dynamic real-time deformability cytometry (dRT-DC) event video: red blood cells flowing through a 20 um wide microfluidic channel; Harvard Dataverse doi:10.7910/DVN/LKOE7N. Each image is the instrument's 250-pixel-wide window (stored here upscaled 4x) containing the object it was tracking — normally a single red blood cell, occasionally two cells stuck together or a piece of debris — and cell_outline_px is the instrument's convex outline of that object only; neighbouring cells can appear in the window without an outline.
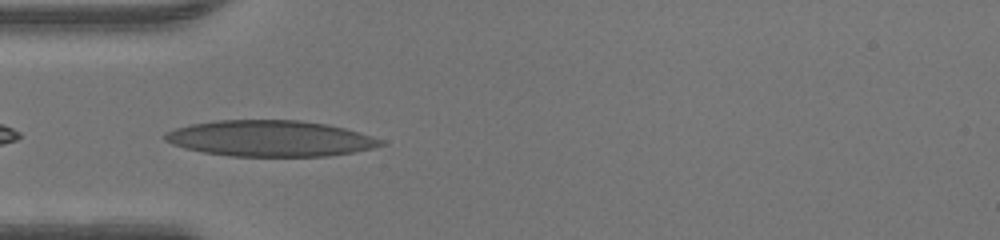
{"species": "human", "species_latin": "Homo sapiens", "temperature_condition": "warm", "stored_images_in_passage": 32, "camera_frame_rate_fps": 3000, "um_per_image_px": 0.085, "donor": {"sex": "male"}, "frame": {"image": 1, "passage_image": 1, "time_ms": 0.0, "image_size_px": [1000, 240], "cell_outline_px": [[384, 144], [372, 148], [352, 152], [328, 156], [228, 156], [204, 152], [184, 148], [172, 144], [164, 140], [164, 132], [176, 128], [192, 124], [216, 120], [300, 120], [328, 124], [344, 128], [372, 136], [384, 140]], "centroid_in_image_um": [22.95, 11.76], "position_along_channel_um": 62.1, "area_um2": 45.26}}
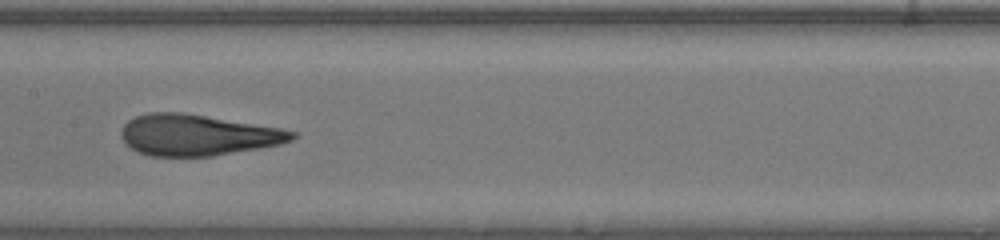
{"frame": {"image": 2, "passage_image": 10, "time_ms": 3.0, "image_size_px": [1000, 240], "cell_outline_px": [[296, 136], [292, 140], [280, 144], [260, 148], [212, 156], [152, 156], [136, 152], [128, 148], [120, 136], [120, 132], [124, 124], [128, 120], [136, 116], [148, 112], [184, 112], [280, 128], [296, 132]], "centroid_in_image_um": [16.73, 11.48], "position_along_channel_um": 190.7, "area_um2": 41.1}}
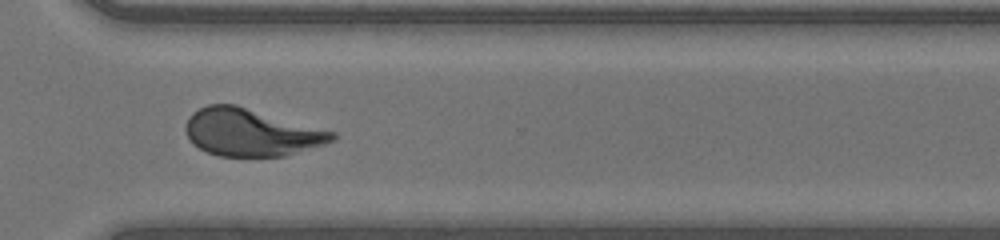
{"frame": {"image": 3, "passage_image": 21, "time_ms": 6.667, "image_size_px": [1000, 240], "cell_outline_px": [[336, 140], [324, 144], [284, 156], [220, 156], [208, 152], [192, 144], [184, 132], [184, 124], [188, 116], [192, 112], [208, 104], [236, 104], [336, 132]], "centroid_in_image_um": [21.3, 11.24], "position_along_channel_um": 349.3, "area_um2": 40.69}}